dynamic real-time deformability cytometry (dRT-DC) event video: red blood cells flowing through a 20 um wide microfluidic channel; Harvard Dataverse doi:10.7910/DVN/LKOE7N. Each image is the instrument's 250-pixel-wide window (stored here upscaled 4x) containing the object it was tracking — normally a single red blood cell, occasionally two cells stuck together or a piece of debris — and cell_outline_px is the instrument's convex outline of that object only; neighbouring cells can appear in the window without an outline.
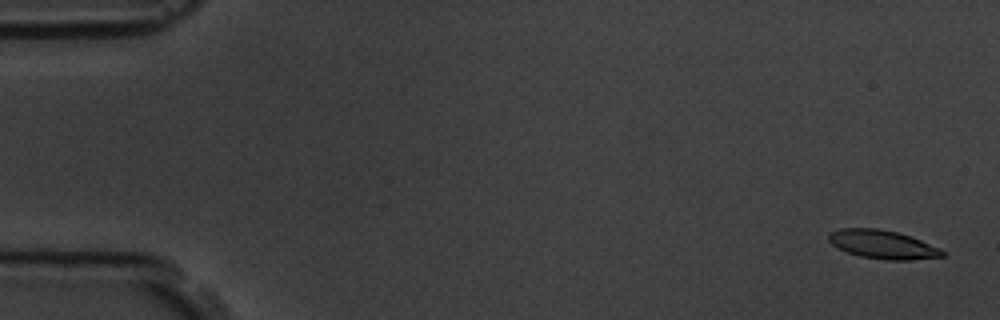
{"species": "common noctule bat (a hibernating species)", "species_latin": "Nyctalus noctula", "temperature_condition": "room temperature", "stored_images_in_passage": 5, "camera_frame_rate_fps": 3000, "um_per_image_px": 0.085, "animal": {"sex": "male", "body_mass_g": 19.5, "forearm_length_mm": 54.6}, "frame": {"image": 1, "passage_image": 1, "time_ms": 0.0, "image_size_px": [1000, 320], "cell_outline_px": [[944, 256], [908, 260], [888, 260], [860, 256], [848, 252], [832, 244], [828, 240], [828, 232], [840, 228], [876, 228], [896, 232], [920, 240], [940, 248], [944, 252]], "centroid_in_image_um": [74.99, 20.77], "position_along_channel_um": 10.0, "area_um2": 18.67}}
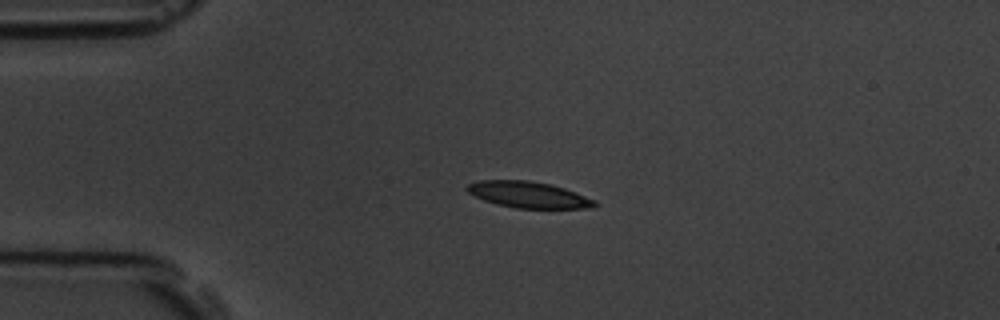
{"frame": {"image": 2, "passage_image": 4, "time_ms": 3.667, "image_size_px": [1000, 320], "cell_outline_px": [[600, 204], [592, 208], [516, 208], [496, 204], [484, 200], [468, 192], [464, 188], [468, 184], [480, 180], [528, 180], [552, 184], [564, 188], [596, 200]], "centroid_in_image_um": [44.94, 16.55], "position_along_channel_um": 40.1, "area_um2": 19.59}}